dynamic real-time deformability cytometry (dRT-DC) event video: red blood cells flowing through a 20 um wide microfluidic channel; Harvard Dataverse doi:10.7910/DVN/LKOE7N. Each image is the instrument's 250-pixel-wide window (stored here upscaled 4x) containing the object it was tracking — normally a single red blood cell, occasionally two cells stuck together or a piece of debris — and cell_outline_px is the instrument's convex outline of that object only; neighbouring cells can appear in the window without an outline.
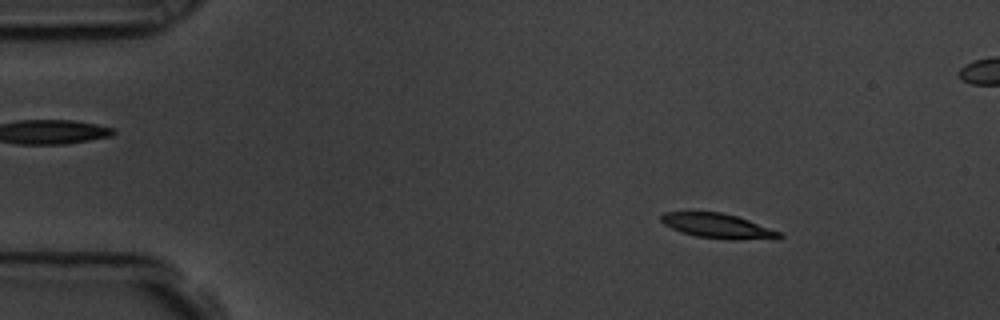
{"species": "common noctule bat (a hibernating species)", "species_latin": "Nyctalus noctula", "temperature_condition": "room temperature", "stored_images_in_passage": 58, "camera_frame_rate_fps": 3000, "um_per_image_px": 0.085, "animal": {"sex": "male", "body_mass_g": 19.5, "forearm_length_mm": 54.6}, "frame": {"image": 1, "passage_image": 8, "time_ms": 2.333, "image_size_px": [1000, 320], "cell_outline_px": [[784, 236], [776, 240], [732, 240], [696, 236], [672, 228], [664, 224], [660, 220], [660, 216], [664, 212], [720, 212], [736, 216], [748, 220], [780, 232]], "centroid_in_image_um": [61.07, 19.22], "position_along_channel_um": 23.9, "area_um2": 17.05}}
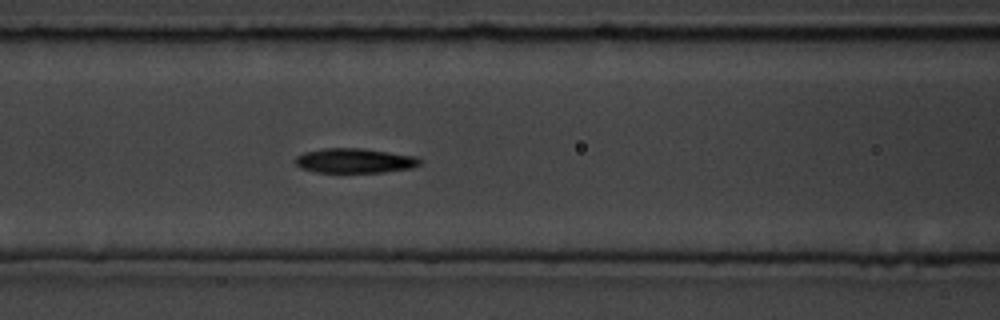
{"frame": {"image": 2, "passage_image": 24, "time_ms": 7.667, "image_size_px": [1000, 320], "cell_outline_px": [[420, 164], [412, 168], [384, 172], [316, 172], [300, 168], [292, 160], [296, 156], [304, 152], [324, 148], [364, 148], [416, 156], [420, 160]], "centroid_in_image_um": [30.11, 13.65], "position_along_channel_um": 136.5, "area_um2": 18.03}}
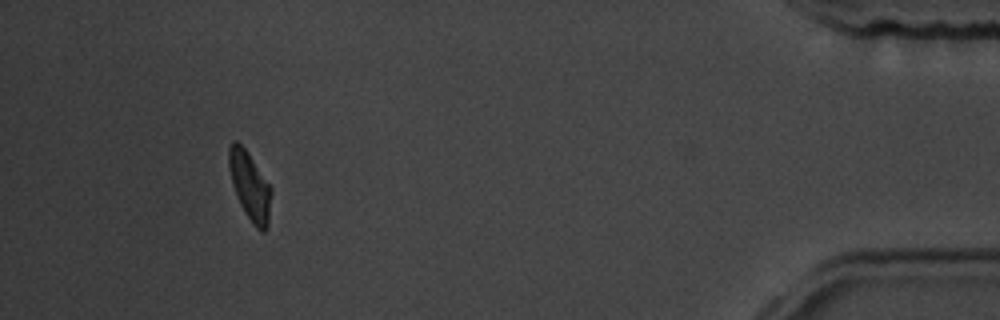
{"frame": {"image": 3, "passage_image": 53, "time_ms": 17.333, "image_size_px": [1000, 320], "cell_outline_px": [[272, 192], [268, 224], [264, 232], [260, 232], [252, 224], [244, 212], [240, 204], [232, 184], [228, 168], [228, 148], [232, 140], [236, 140], [248, 152], [272, 188]], "centroid_in_image_um": [21.23, 15.81], "position_along_channel_um": 414.0, "area_um2": 17.05}, "authors_computed_cell_mechanics": {"area_um2": 17.5712, "velocity_mm_per_s": 3.54, "shape_relaxation_time_tau1_ms": 2.596, "shape_relaxation_time_tau2_ms": 3.1789, "deformation_change_tau1": 0.1716, "deformation_change_tau2": 0.0821}}